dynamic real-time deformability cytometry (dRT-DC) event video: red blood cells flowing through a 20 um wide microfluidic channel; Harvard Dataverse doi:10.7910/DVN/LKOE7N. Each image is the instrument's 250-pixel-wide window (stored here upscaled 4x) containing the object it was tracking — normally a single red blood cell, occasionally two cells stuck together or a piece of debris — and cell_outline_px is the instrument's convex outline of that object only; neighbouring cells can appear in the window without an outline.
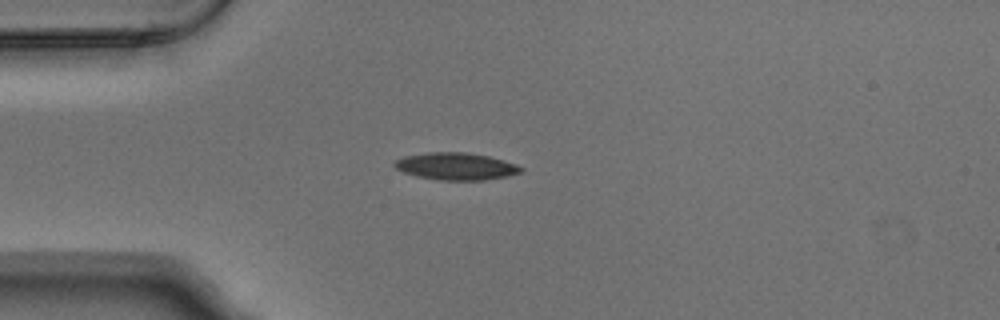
{"species": "Egyptian fruit bat (a non-hibernating species)", "species_latin": "Rousettus aegyptiacus", "temperature_condition": "warm", "stored_images_in_passage": 6, "camera_frame_rate_fps": 3000, "um_per_image_px": 0.085, "animal": {"sex": "male"}, "frame": {"image": 1, "passage_image": 3, "time_ms": 0.667, "image_size_px": [1000, 320], "cell_outline_px": [[524, 168], [520, 172], [508, 176], [484, 180], [440, 180], [416, 176], [404, 172], [396, 168], [392, 164], [396, 160], [404, 156], [428, 152], [468, 152], [488, 156], [504, 160], [516, 164]], "centroid_in_image_um": [38.76, 14.13], "position_along_channel_um": 46.2, "area_um2": 20.06}}
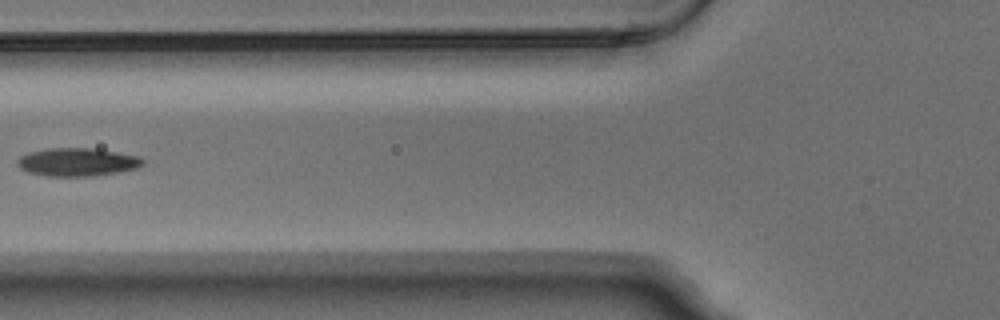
{"frame": {"image": 2, "passage_image": 5, "time_ms": 1.333, "image_size_px": [1000, 320], "cell_outline_px": [[144, 164], [136, 168], [116, 172], [92, 176], [48, 176], [28, 172], [20, 168], [16, 164], [16, 160], [20, 156], [28, 152], [48, 148], [92, 148], [140, 156], [144, 160]], "centroid_in_image_um": [6.54, 13.77], "position_along_channel_um": 119.3, "area_um2": 20.58}}
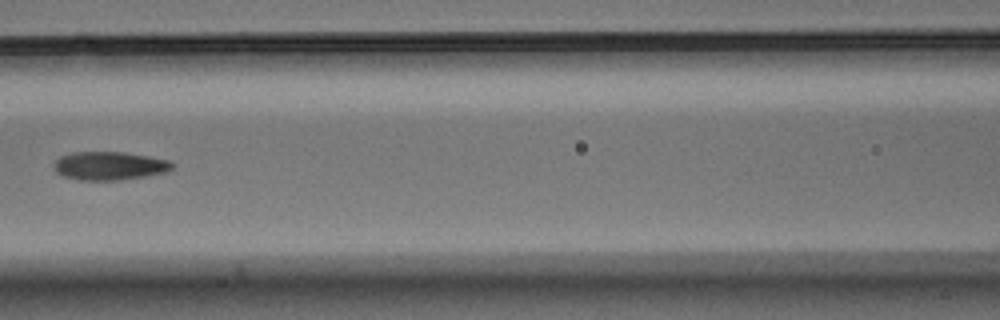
{"frame": {"image": 3, "passage_image": 6, "time_ms": 1.667, "image_size_px": [1000, 320], "cell_outline_px": [[176, 164], [168, 172], [120, 180], [80, 180], [64, 176], [56, 172], [52, 164], [60, 156], [72, 152], [124, 152], [148, 156], [168, 160]], "centroid_in_image_um": [9.3, 14.09], "position_along_channel_um": 157.3, "area_um2": 19.65}}